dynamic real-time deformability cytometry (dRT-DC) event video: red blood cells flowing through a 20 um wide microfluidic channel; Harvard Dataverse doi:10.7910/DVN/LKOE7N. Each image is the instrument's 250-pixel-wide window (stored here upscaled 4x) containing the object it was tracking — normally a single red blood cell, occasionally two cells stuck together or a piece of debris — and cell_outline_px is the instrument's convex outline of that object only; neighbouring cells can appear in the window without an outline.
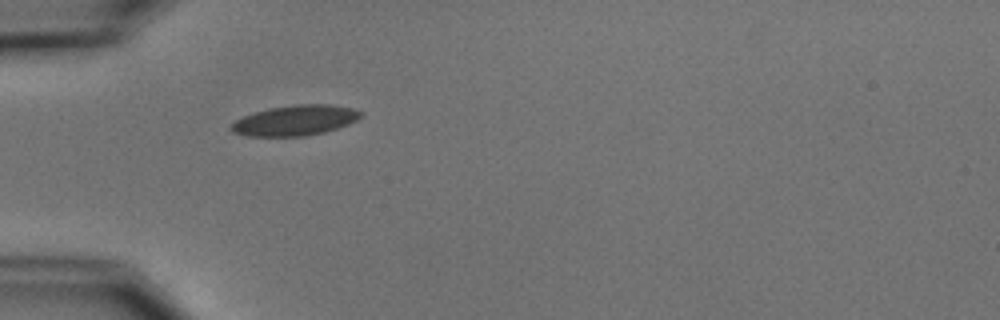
{"species": "common noctule bat (a hibernating species)", "species_latin": "Nyctalus noctula", "temperature_condition": "cold", "stored_images_in_passage": 4, "camera_frame_rate_fps": 3000, "um_per_image_px": 0.085, "animal": {"sex": "male", "body_mass_g": 15.6}, "frame": {"image": 1, "passage_image": 1, "time_ms": 0.0, "image_size_px": [1000, 320], "cell_outline_px": [[364, 116], [348, 124], [324, 132], [304, 136], [248, 136], [232, 132], [228, 128], [236, 120], [244, 116], [268, 108], [296, 104], [332, 104], [352, 108], [364, 112]], "centroid_in_image_um": [25.11, 10.22], "position_along_channel_um": 59.9, "area_um2": 22.95}}
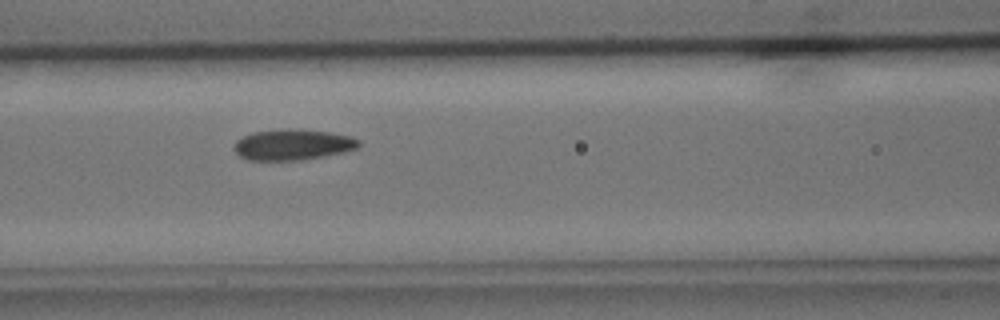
{"frame": {"image": 2, "passage_image": 3, "time_ms": 2.333, "image_size_px": [1000, 320], "cell_outline_px": [[360, 148], [344, 152], [324, 156], [300, 160], [248, 160], [240, 156], [232, 148], [232, 144], [236, 140], [252, 132], [280, 128], [288, 128], [328, 132], [352, 136], [360, 140]], "centroid_in_image_um": [24.87, 12.29], "position_along_channel_um": 141.7, "area_um2": 22.72}}